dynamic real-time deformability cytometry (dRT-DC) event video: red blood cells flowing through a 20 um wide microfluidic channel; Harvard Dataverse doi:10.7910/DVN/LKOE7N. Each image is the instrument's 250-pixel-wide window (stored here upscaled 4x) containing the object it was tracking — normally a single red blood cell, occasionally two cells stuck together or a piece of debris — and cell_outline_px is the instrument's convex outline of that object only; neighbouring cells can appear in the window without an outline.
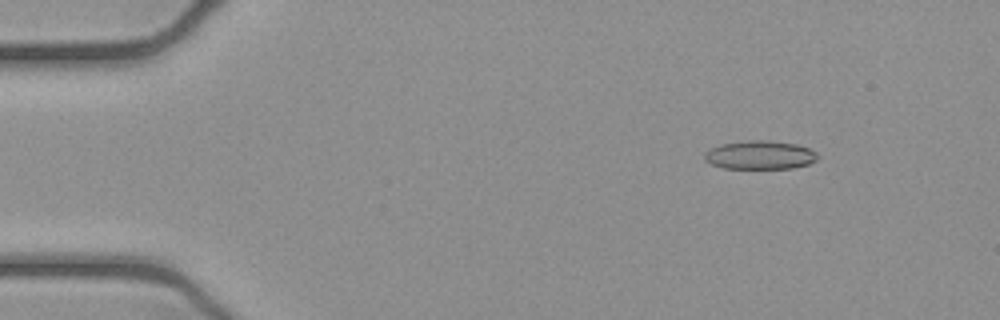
{"species": "common noctule bat (a hibernating species)", "species_latin": "Nyctalus noctula", "temperature_condition": "cold", "stored_images_in_passage": 52, "camera_frame_rate_fps": 3000, "um_per_image_px": 0.085, "animal": {"sex": "female", "body_mass_g": 21.9}, "frame": {"image": 1, "passage_image": 7, "time_ms": 2.0, "image_size_px": [1000, 320], "cell_outline_px": [[820, 156], [816, 160], [808, 164], [792, 168], [724, 168], [712, 164], [704, 160], [704, 152], [720, 144], [748, 140], [768, 140], [796, 144], [808, 148], [816, 152]], "centroid_in_image_um": [64.6, 13.17], "position_along_channel_um": 20.4, "area_um2": 18.84}}
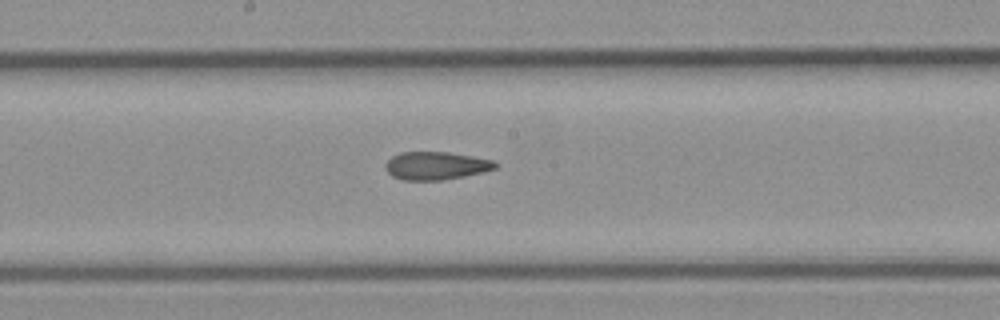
{"frame": {"image": 2, "passage_image": 28, "time_ms": 9.0, "image_size_px": [1000, 320], "cell_outline_px": [[500, 164], [496, 168], [484, 172], [464, 176], [440, 180], [404, 180], [392, 176], [384, 168], [384, 164], [392, 156], [400, 152], [448, 152], [496, 160]], "centroid_in_image_um": [37.09, 14.08], "position_along_channel_um": 211.1, "area_um2": 18.09}}
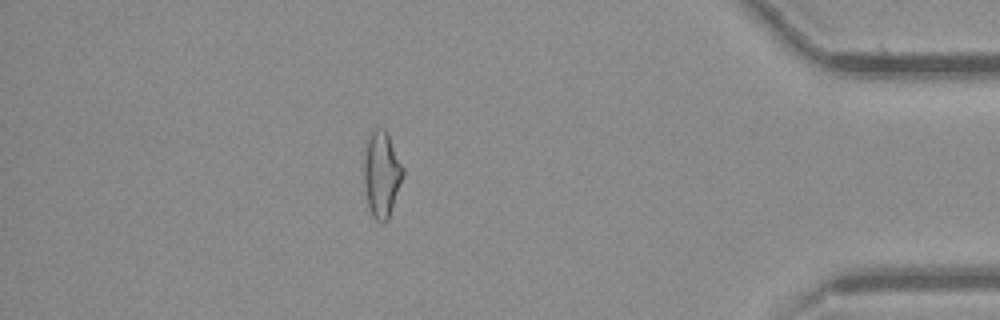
{"frame": {"image": 3, "passage_image": 46, "time_ms": 15.0, "image_size_px": [1000, 320], "cell_outline_px": [[404, 176], [388, 220], [384, 224], [380, 224], [372, 216], [368, 208], [364, 188], [364, 140], [372, 128], [384, 128], [388, 132], [404, 168]], "centroid_in_image_um": [32.42, 14.78], "position_along_channel_um": 402.8, "area_um2": 20.4}, "authors_computed_cell_mechanics": {"area_um2": 19.1318, "velocity_mm_per_s": 3.9409, "shape_relaxation_time_tau1_ms": null, "shape_relaxation_time_tau2_ms": 3.6779, "deformation_change_tau1": null, "deformation_change_tau2": 0.1338}}